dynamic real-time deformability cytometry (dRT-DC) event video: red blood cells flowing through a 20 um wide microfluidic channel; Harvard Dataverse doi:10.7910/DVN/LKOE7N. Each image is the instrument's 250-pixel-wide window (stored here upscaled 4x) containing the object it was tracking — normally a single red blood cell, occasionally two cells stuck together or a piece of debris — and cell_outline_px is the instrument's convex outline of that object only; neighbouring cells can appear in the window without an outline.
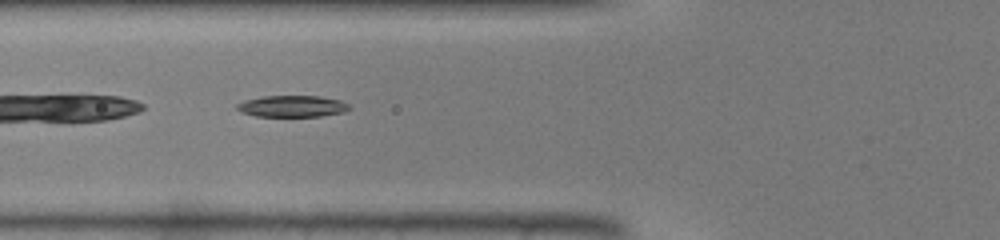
{"species": "common noctule bat (a hibernating species)", "species_latin": "Nyctalus noctula", "temperature_condition": "warm", "stored_images_in_passage": 33, "camera_frame_rate_fps": 3000, "um_per_image_px": 0.085, "animal": {"sex": "male", "body_mass_g": 19.0, "forearm_length_mm": 50.8}, "frame": {"image": 1, "passage_image": 4, "time_ms": 1.0, "image_size_px": [1000, 240], "cell_outline_px": [[352, 108], [344, 112], [320, 116], [256, 116], [244, 112], [236, 108], [236, 104], [244, 100], [264, 96], [320, 96], [340, 100], [348, 104]], "centroid_in_image_um": [24.87, 9.02], "position_along_channel_um": 100.9, "area_um2": 13.99}}
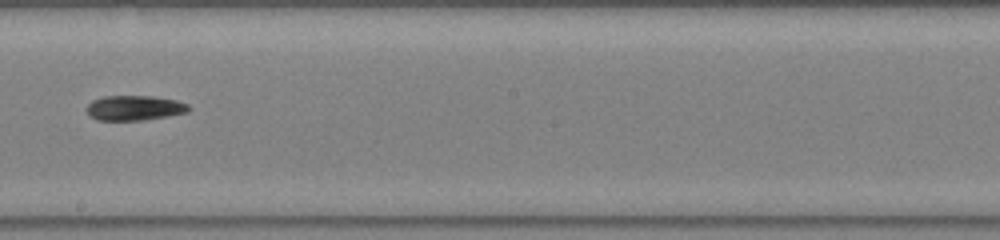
{"frame": {"image": 2, "passage_image": 13, "time_ms": 4.0, "image_size_px": [1000, 240], "cell_outline_px": [[188, 112], [144, 120], [96, 120], [88, 116], [88, 104], [92, 100], [104, 96], [152, 96], [176, 100], [188, 104]], "centroid_in_image_um": [11.4, 9.17], "position_along_channel_um": 236.8, "area_um2": 14.74}}
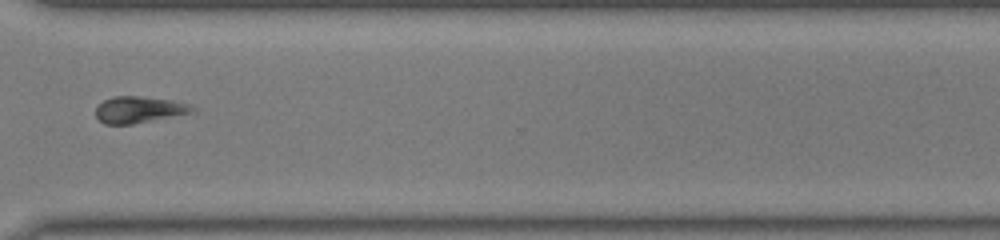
{"frame": {"image": 3, "passage_image": 21, "time_ms": 6.667, "image_size_px": [1000, 240], "cell_outline_px": [[196, 112], [132, 124], [104, 124], [96, 116], [96, 108], [104, 100], [112, 96], [140, 96], [172, 100], [192, 104], [196, 108]], "centroid_in_image_um": [11.87, 9.31], "position_along_channel_um": 358.7, "area_um2": 15.03}}